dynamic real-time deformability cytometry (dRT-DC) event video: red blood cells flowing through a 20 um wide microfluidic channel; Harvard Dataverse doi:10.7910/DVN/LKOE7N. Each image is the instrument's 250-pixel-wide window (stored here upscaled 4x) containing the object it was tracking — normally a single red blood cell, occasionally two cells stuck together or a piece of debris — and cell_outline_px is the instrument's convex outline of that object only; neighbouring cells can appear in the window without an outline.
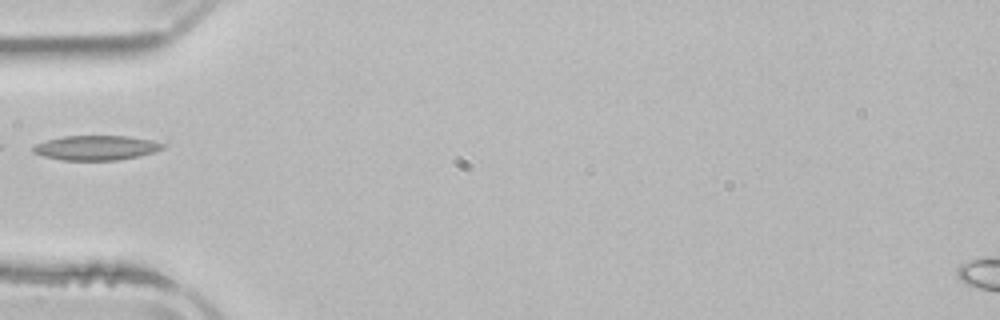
{"species": "common noctule bat (a hibernating species)", "species_latin": "Nyctalus noctula", "temperature_condition": "room temperature", "stored_images_in_passage": 1, "camera_frame_rate_fps": 3000, "um_per_image_px": 0.085, "animal": {"sex": "male", "body_mass_g": 21.5, "forearm_length_mm": 52.0}, "frame": {"image": 1, "passage_image": 1, "time_ms": 0.0, "image_size_px": [1000, 320], "cell_outline_px": [[168, 144], [164, 148], [152, 152], [136, 156], [116, 160], [60, 160], [44, 156], [32, 152], [32, 148], [36, 144], [48, 140], [64, 136], [128, 136], [152, 140]], "centroid_in_image_um": [8.18, 12.56], "position_along_channel_um": 76.8, "area_um2": 18.5}}